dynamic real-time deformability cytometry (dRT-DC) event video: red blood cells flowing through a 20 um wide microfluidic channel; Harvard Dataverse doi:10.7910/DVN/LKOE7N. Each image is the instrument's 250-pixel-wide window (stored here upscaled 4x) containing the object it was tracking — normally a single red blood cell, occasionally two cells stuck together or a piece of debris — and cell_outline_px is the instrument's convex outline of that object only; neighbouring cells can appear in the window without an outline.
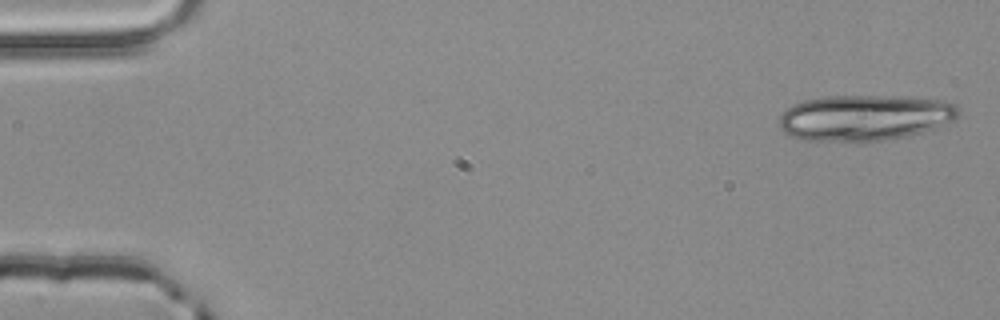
{"species": "common noctule bat (a hibernating species)", "species_latin": "Nyctalus noctula", "temperature_condition": "room temperature", "stored_images_in_passage": 4, "camera_frame_rate_fps": 3000, "um_per_image_px": 0.085, "animal": {"sex": "male", "body_mass_g": 20.4}, "frame": {"image": 1, "passage_image": 1, "time_ms": 0.0, "image_size_px": [1000, 320], "cell_outline_px": [[960, 112], [952, 120], [936, 128], [904, 136], [884, 140], [800, 140], [784, 132], [780, 128], [780, 116], [792, 104], [804, 100], [824, 96], [904, 96], [944, 100], [956, 104], [960, 108]], "centroid_in_image_um": [73.51, 9.97], "position_along_channel_um": 11.5, "area_um2": 47.69}}